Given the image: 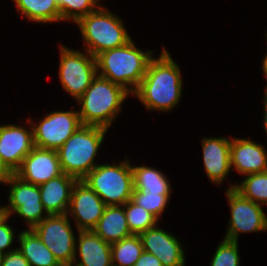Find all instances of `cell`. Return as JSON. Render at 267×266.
<instances>
[{
    "label": "cell",
    "mask_w": 267,
    "mask_h": 266,
    "mask_svg": "<svg viewBox=\"0 0 267 266\" xmlns=\"http://www.w3.org/2000/svg\"><path fill=\"white\" fill-rule=\"evenodd\" d=\"M82 181L86 183L106 205H124L133 193V174L129 159L118 164H98Z\"/></svg>",
    "instance_id": "6"
},
{
    "label": "cell",
    "mask_w": 267,
    "mask_h": 266,
    "mask_svg": "<svg viewBox=\"0 0 267 266\" xmlns=\"http://www.w3.org/2000/svg\"><path fill=\"white\" fill-rule=\"evenodd\" d=\"M77 179L65 173L39 185L41 202L49 215L66 214Z\"/></svg>",
    "instance_id": "19"
},
{
    "label": "cell",
    "mask_w": 267,
    "mask_h": 266,
    "mask_svg": "<svg viewBox=\"0 0 267 266\" xmlns=\"http://www.w3.org/2000/svg\"><path fill=\"white\" fill-rule=\"evenodd\" d=\"M92 231L110 244L132 235L126 220L124 205H107Z\"/></svg>",
    "instance_id": "20"
},
{
    "label": "cell",
    "mask_w": 267,
    "mask_h": 266,
    "mask_svg": "<svg viewBox=\"0 0 267 266\" xmlns=\"http://www.w3.org/2000/svg\"><path fill=\"white\" fill-rule=\"evenodd\" d=\"M139 235H130L111 244L112 266H134L143 252Z\"/></svg>",
    "instance_id": "25"
},
{
    "label": "cell",
    "mask_w": 267,
    "mask_h": 266,
    "mask_svg": "<svg viewBox=\"0 0 267 266\" xmlns=\"http://www.w3.org/2000/svg\"><path fill=\"white\" fill-rule=\"evenodd\" d=\"M230 138L202 137V159L204 172L211 183L217 186L224 183L225 178L229 177L230 166Z\"/></svg>",
    "instance_id": "16"
},
{
    "label": "cell",
    "mask_w": 267,
    "mask_h": 266,
    "mask_svg": "<svg viewBox=\"0 0 267 266\" xmlns=\"http://www.w3.org/2000/svg\"><path fill=\"white\" fill-rule=\"evenodd\" d=\"M107 205L86 183L77 180L75 183L67 216L74 220L77 231L93 230L103 215Z\"/></svg>",
    "instance_id": "12"
},
{
    "label": "cell",
    "mask_w": 267,
    "mask_h": 266,
    "mask_svg": "<svg viewBox=\"0 0 267 266\" xmlns=\"http://www.w3.org/2000/svg\"><path fill=\"white\" fill-rule=\"evenodd\" d=\"M59 79L63 90L77 101L98 75L96 57L59 44Z\"/></svg>",
    "instance_id": "7"
},
{
    "label": "cell",
    "mask_w": 267,
    "mask_h": 266,
    "mask_svg": "<svg viewBox=\"0 0 267 266\" xmlns=\"http://www.w3.org/2000/svg\"><path fill=\"white\" fill-rule=\"evenodd\" d=\"M239 241L223 239L211 258L210 266H240Z\"/></svg>",
    "instance_id": "29"
},
{
    "label": "cell",
    "mask_w": 267,
    "mask_h": 266,
    "mask_svg": "<svg viewBox=\"0 0 267 266\" xmlns=\"http://www.w3.org/2000/svg\"><path fill=\"white\" fill-rule=\"evenodd\" d=\"M1 266H30V264L16 248L15 250L3 254Z\"/></svg>",
    "instance_id": "31"
},
{
    "label": "cell",
    "mask_w": 267,
    "mask_h": 266,
    "mask_svg": "<svg viewBox=\"0 0 267 266\" xmlns=\"http://www.w3.org/2000/svg\"><path fill=\"white\" fill-rule=\"evenodd\" d=\"M171 194L150 193L146 191H133L131 200L153 214L158 220L170 202Z\"/></svg>",
    "instance_id": "28"
},
{
    "label": "cell",
    "mask_w": 267,
    "mask_h": 266,
    "mask_svg": "<svg viewBox=\"0 0 267 266\" xmlns=\"http://www.w3.org/2000/svg\"><path fill=\"white\" fill-rule=\"evenodd\" d=\"M156 226L149 228L139 236L145 252L155 255L162 266H186L184 245L172 232Z\"/></svg>",
    "instance_id": "15"
},
{
    "label": "cell",
    "mask_w": 267,
    "mask_h": 266,
    "mask_svg": "<svg viewBox=\"0 0 267 266\" xmlns=\"http://www.w3.org/2000/svg\"><path fill=\"white\" fill-rule=\"evenodd\" d=\"M101 0H56L60 10V22L72 21L74 24L82 17L92 13Z\"/></svg>",
    "instance_id": "27"
},
{
    "label": "cell",
    "mask_w": 267,
    "mask_h": 266,
    "mask_svg": "<svg viewBox=\"0 0 267 266\" xmlns=\"http://www.w3.org/2000/svg\"><path fill=\"white\" fill-rule=\"evenodd\" d=\"M77 233L72 266H112L110 243L105 242L92 230Z\"/></svg>",
    "instance_id": "18"
},
{
    "label": "cell",
    "mask_w": 267,
    "mask_h": 266,
    "mask_svg": "<svg viewBox=\"0 0 267 266\" xmlns=\"http://www.w3.org/2000/svg\"><path fill=\"white\" fill-rule=\"evenodd\" d=\"M133 191H146L150 193L171 194L170 180L161 170L148 165L133 166Z\"/></svg>",
    "instance_id": "22"
},
{
    "label": "cell",
    "mask_w": 267,
    "mask_h": 266,
    "mask_svg": "<svg viewBox=\"0 0 267 266\" xmlns=\"http://www.w3.org/2000/svg\"><path fill=\"white\" fill-rule=\"evenodd\" d=\"M181 68L164 47L153 57L139 86L131 96L138 98L147 111H172L182 99Z\"/></svg>",
    "instance_id": "1"
},
{
    "label": "cell",
    "mask_w": 267,
    "mask_h": 266,
    "mask_svg": "<svg viewBox=\"0 0 267 266\" xmlns=\"http://www.w3.org/2000/svg\"><path fill=\"white\" fill-rule=\"evenodd\" d=\"M135 41L109 49L96 56L98 75L123 86L131 94L142 81L153 50L143 51Z\"/></svg>",
    "instance_id": "3"
},
{
    "label": "cell",
    "mask_w": 267,
    "mask_h": 266,
    "mask_svg": "<svg viewBox=\"0 0 267 266\" xmlns=\"http://www.w3.org/2000/svg\"><path fill=\"white\" fill-rule=\"evenodd\" d=\"M27 119L28 128L12 123L0 125V156L13 173L35 147L33 127L30 119Z\"/></svg>",
    "instance_id": "13"
},
{
    "label": "cell",
    "mask_w": 267,
    "mask_h": 266,
    "mask_svg": "<svg viewBox=\"0 0 267 266\" xmlns=\"http://www.w3.org/2000/svg\"><path fill=\"white\" fill-rule=\"evenodd\" d=\"M5 185L10 189L8 205L0 206L4 215L23 218L27 229H32L49 215L41 202L39 186L27 183L15 174Z\"/></svg>",
    "instance_id": "8"
},
{
    "label": "cell",
    "mask_w": 267,
    "mask_h": 266,
    "mask_svg": "<svg viewBox=\"0 0 267 266\" xmlns=\"http://www.w3.org/2000/svg\"><path fill=\"white\" fill-rule=\"evenodd\" d=\"M225 195L231 216L223 239L238 242L241 233L267 231V215L263 206L244 198L235 189H226Z\"/></svg>",
    "instance_id": "10"
},
{
    "label": "cell",
    "mask_w": 267,
    "mask_h": 266,
    "mask_svg": "<svg viewBox=\"0 0 267 266\" xmlns=\"http://www.w3.org/2000/svg\"><path fill=\"white\" fill-rule=\"evenodd\" d=\"M107 132L102 127L81 125L57 150L62 172L82 180L98 165L96 157Z\"/></svg>",
    "instance_id": "4"
},
{
    "label": "cell",
    "mask_w": 267,
    "mask_h": 266,
    "mask_svg": "<svg viewBox=\"0 0 267 266\" xmlns=\"http://www.w3.org/2000/svg\"><path fill=\"white\" fill-rule=\"evenodd\" d=\"M62 173L57 150L35 146L14 174L27 183L39 186Z\"/></svg>",
    "instance_id": "14"
},
{
    "label": "cell",
    "mask_w": 267,
    "mask_h": 266,
    "mask_svg": "<svg viewBox=\"0 0 267 266\" xmlns=\"http://www.w3.org/2000/svg\"><path fill=\"white\" fill-rule=\"evenodd\" d=\"M10 216L0 214V253L6 254L15 248L12 249L13 242H15V237L19 235L16 234L15 228L8 224V220L10 221Z\"/></svg>",
    "instance_id": "30"
},
{
    "label": "cell",
    "mask_w": 267,
    "mask_h": 266,
    "mask_svg": "<svg viewBox=\"0 0 267 266\" xmlns=\"http://www.w3.org/2000/svg\"><path fill=\"white\" fill-rule=\"evenodd\" d=\"M67 214L48 215L32 228L61 266H72L76 235Z\"/></svg>",
    "instance_id": "9"
},
{
    "label": "cell",
    "mask_w": 267,
    "mask_h": 266,
    "mask_svg": "<svg viewBox=\"0 0 267 266\" xmlns=\"http://www.w3.org/2000/svg\"><path fill=\"white\" fill-rule=\"evenodd\" d=\"M265 35H266V40H267V33L265 32ZM262 71H263V75L264 77L266 78V81H267V53L266 55L264 56V59L262 60Z\"/></svg>",
    "instance_id": "35"
},
{
    "label": "cell",
    "mask_w": 267,
    "mask_h": 266,
    "mask_svg": "<svg viewBox=\"0 0 267 266\" xmlns=\"http://www.w3.org/2000/svg\"><path fill=\"white\" fill-rule=\"evenodd\" d=\"M124 211L129 230L133 235H140L149 228L160 224L153 214L135 204L131 199L124 204Z\"/></svg>",
    "instance_id": "26"
},
{
    "label": "cell",
    "mask_w": 267,
    "mask_h": 266,
    "mask_svg": "<svg viewBox=\"0 0 267 266\" xmlns=\"http://www.w3.org/2000/svg\"><path fill=\"white\" fill-rule=\"evenodd\" d=\"M2 257H3V254L0 253V266H1Z\"/></svg>",
    "instance_id": "36"
},
{
    "label": "cell",
    "mask_w": 267,
    "mask_h": 266,
    "mask_svg": "<svg viewBox=\"0 0 267 266\" xmlns=\"http://www.w3.org/2000/svg\"><path fill=\"white\" fill-rule=\"evenodd\" d=\"M17 239L19 242L17 249L30 266H61L32 229L21 230Z\"/></svg>",
    "instance_id": "21"
},
{
    "label": "cell",
    "mask_w": 267,
    "mask_h": 266,
    "mask_svg": "<svg viewBox=\"0 0 267 266\" xmlns=\"http://www.w3.org/2000/svg\"><path fill=\"white\" fill-rule=\"evenodd\" d=\"M233 183V185L232 182L229 183L228 189H235L244 198L267 206V171L245 175L241 182Z\"/></svg>",
    "instance_id": "24"
},
{
    "label": "cell",
    "mask_w": 267,
    "mask_h": 266,
    "mask_svg": "<svg viewBox=\"0 0 267 266\" xmlns=\"http://www.w3.org/2000/svg\"><path fill=\"white\" fill-rule=\"evenodd\" d=\"M264 90L267 92V81H266V86H265V89Z\"/></svg>",
    "instance_id": "37"
},
{
    "label": "cell",
    "mask_w": 267,
    "mask_h": 266,
    "mask_svg": "<svg viewBox=\"0 0 267 266\" xmlns=\"http://www.w3.org/2000/svg\"><path fill=\"white\" fill-rule=\"evenodd\" d=\"M23 19L36 23L60 22L56 0H12Z\"/></svg>",
    "instance_id": "23"
},
{
    "label": "cell",
    "mask_w": 267,
    "mask_h": 266,
    "mask_svg": "<svg viewBox=\"0 0 267 266\" xmlns=\"http://www.w3.org/2000/svg\"><path fill=\"white\" fill-rule=\"evenodd\" d=\"M132 95L123 86L99 75L77 100L82 125L102 127L107 130L123 109V103Z\"/></svg>",
    "instance_id": "2"
},
{
    "label": "cell",
    "mask_w": 267,
    "mask_h": 266,
    "mask_svg": "<svg viewBox=\"0 0 267 266\" xmlns=\"http://www.w3.org/2000/svg\"><path fill=\"white\" fill-rule=\"evenodd\" d=\"M263 128L265 130L266 136H267V92L264 90V96H263Z\"/></svg>",
    "instance_id": "34"
},
{
    "label": "cell",
    "mask_w": 267,
    "mask_h": 266,
    "mask_svg": "<svg viewBox=\"0 0 267 266\" xmlns=\"http://www.w3.org/2000/svg\"><path fill=\"white\" fill-rule=\"evenodd\" d=\"M231 170L242 175L267 171V150L265 145L251 139L231 137L230 144Z\"/></svg>",
    "instance_id": "17"
},
{
    "label": "cell",
    "mask_w": 267,
    "mask_h": 266,
    "mask_svg": "<svg viewBox=\"0 0 267 266\" xmlns=\"http://www.w3.org/2000/svg\"><path fill=\"white\" fill-rule=\"evenodd\" d=\"M75 24L84 41L83 50L94 57L103 51L124 46L133 39L123 20L103 5L80 18Z\"/></svg>",
    "instance_id": "5"
},
{
    "label": "cell",
    "mask_w": 267,
    "mask_h": 266,
    "mask_svg": "<svg viewBox=\"0 0 267 266\" xmlns=\"http://www.w3.org/2000/svg\"><path fill=\"white\" fill-rule=\"evenodd\" d=\"M134 266H162V264L155 255L143 251Z\"/></svg>",
    "instance_id": "32"
},
{
    "label": "cell",
    "mask_w": 267,
    "mask_h": 266,
    "mask_svg": "<svg viewBox=\"0 0 267 266\" xmlns=\"http://www.w3.org/2000/svg\"><path fill=\"white\" fill-rule=\"evenodd\" d=\"M33 127L34 144L44 149L58 150L64 142L82 125L75 109L50 111L40 117L37 123L29 118Z\"/></svg>",
    "instance_id": "11"
},
{
    "label": "cell",
    "mask_w": 267,
    "mask_h": 266,
    "mask_svg": "<svg viewBox=\"0 0 267 266\" xmlns=\"http://www.w3.org/2000/svg\"><path fill=\"white\" fill-rule=\"evenodd\" d=\"M14 175L9 167L4 163L0 156V184L4 185Z\"/></svg>",
    "instance_id": "33"
}]
</instances>
